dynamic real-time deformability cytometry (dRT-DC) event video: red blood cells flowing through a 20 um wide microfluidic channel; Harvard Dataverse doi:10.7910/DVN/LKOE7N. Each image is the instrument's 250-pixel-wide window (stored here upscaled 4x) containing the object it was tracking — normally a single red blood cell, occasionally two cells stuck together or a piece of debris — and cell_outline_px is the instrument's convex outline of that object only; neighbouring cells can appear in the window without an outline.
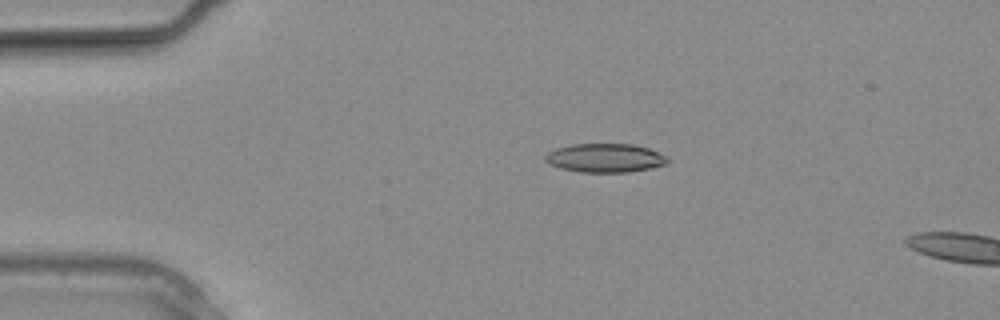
{"species": "common noctule bat (a hibernating species)", "species_latin": "Nyctalus noctula", "temperature_condition": "warm", "stored_images_in_passage": 8, "camera_frame_rate_fps": 3000, "um_per_image_px": 0.085, "animal": {"sex": "male", "body_mass_g": 20.4}, "frame": {"image": 1, "passage_image": 6, "time_ms": 1.667, "image_size_px": [1000, 320], "cell_outline_px": [[672, 160], [664, 164], [648, 168], [628, 172], [580, 172], [560, 168], [548, 164], [544, 160], [544, 156], [548, 152], [556, 148], [572, 144], [632, 144], [648, 148], [668, 156]], "centroid_in_image_um": [51.41, 13.42], "position_along_channel_um": 33.6, "area_um2": 20.58}}